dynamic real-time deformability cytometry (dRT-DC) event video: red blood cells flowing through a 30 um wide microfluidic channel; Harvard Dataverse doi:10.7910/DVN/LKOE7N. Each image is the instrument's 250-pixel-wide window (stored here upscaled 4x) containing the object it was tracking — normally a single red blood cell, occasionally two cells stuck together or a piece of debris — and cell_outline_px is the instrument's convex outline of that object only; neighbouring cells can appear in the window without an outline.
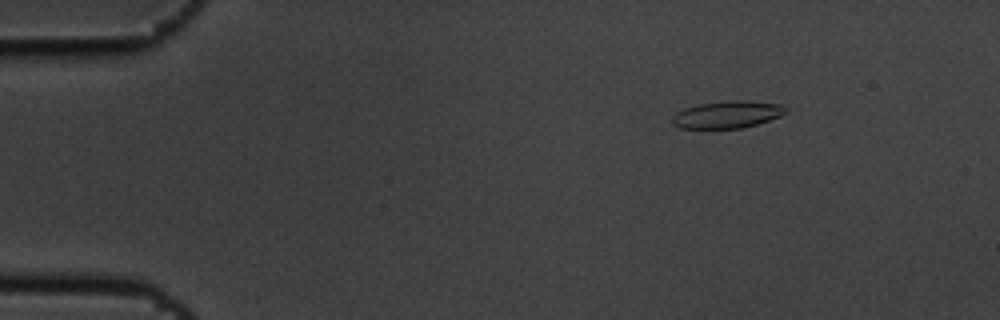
{"species": "common noctule bat (a hibernating species)", "species_latin": "Nyctalus noctula", "temperature_condition": "cold", "stored_images_in_passage": 5, "camera_frame_rate_fps": 3000, "um_per_image_px": 0.085, "animal": {"sex": "male", "body_mass_g": 19.5, "forearm_length_mm": 54.6}, "frame": {"image": 1, "passage_image": 3, "time_ms": 0.667, "image_size_px": [1000, 320], "cell_outline_px": [[788, 112], [780, 116], [756, 124], [740, 128], [680, 128], [672, 124], [672, 116], [676, 112], [684, 108], [700, 104], [736, 100], [740, 100], [784, 104], [788, 108]], "centroid_in_image_um": [61.84, 9.73], "position_along_channel_um": 23.2, "area_um2": 17.92}}